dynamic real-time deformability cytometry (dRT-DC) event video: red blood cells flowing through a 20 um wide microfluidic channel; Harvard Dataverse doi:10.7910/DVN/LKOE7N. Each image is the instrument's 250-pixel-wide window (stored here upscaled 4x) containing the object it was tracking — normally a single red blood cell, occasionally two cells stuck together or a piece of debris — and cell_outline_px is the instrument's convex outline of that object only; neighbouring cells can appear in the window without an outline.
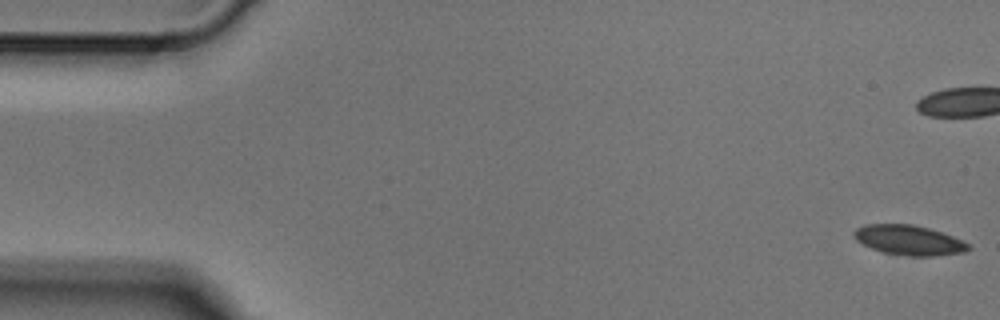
{"species": "Egyptian fruit bat (a non-hibernating species)", "species_latin": "Rousettus aegyptiacus", "temperature_condition": "cold", "stored_images_in_passage": 6, "camera_frame_rate_fps": 3000, "um_per_image_px": 0.085, "animal": {"sex": "male"}, "frame": {"image": 1, "passage_image": 1, "time_ms": 0.0, "image_size_px": [1000, 320], "cell_outline_px": [[972, 248], [964, 252], [936, 256], [908, 256], [884, 252], [872, 248], [856, 240], [852, 236], [852, 232], [856, 228], [868, 224], [912, 224], [928, 228], [952, 236], [968, 244]], "centroid_in_image_um": [77.24, 20.41], "position_along_channel_um": 7.8, "area_um2": 19.77}}